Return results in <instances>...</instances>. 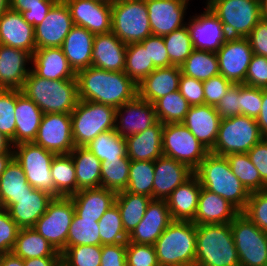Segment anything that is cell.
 <instances>
[{
	"label": "cell",
	"instance_id": "1",
	"mask_svg": "<svg viewBox=\"0 0 267 266\" xmlns=\"http://www.w3.org/2000/svg\"><path fill=\"white\" fill-rule=\"evenodd\" d=\"M79 100L119 108L138 96L137 84L124 72L90 66L76 73Z\"/></svg>",
	"mask_w": 267,
	"mask_h": 266
},
{
	"label": "cell",
	"instance_id": "2",
	"mask_svg": "<svg viewBox=\"0 0 267 266\" xmlns=\"http://www.w3.org/2000/svg\"><path fill=\"white\" fill-rule=\"evenodd\" d=\"M200 185L229 201L240 212L247 204L250 193L233 174L226 156L209 153L194 171Z\"/></svg>",
	"mask_w": 267,
	"mask_h": 266
},
{
	"label": "cell",
	"instance_id": "3",
	"mask_svg": "<svg viewBox=\"0 0 267 266\" xmlns=\"http://www.w3.org/2000/svg\"><path fill=\"white\" fill-rule=\"evenodd\" d=\"M45 113L70 114L79 100L76 79L49 80L32 70L21 89Z\"/></svg>",
	"mask_w": 267,
	"mask_h": 266
},
{
	"label": "cell",
	"instance_id": "4",
	"mask_svg": "<svg viewBox=\"0 0 267 266\" xmlns=\"http://www.w3.org/2000/svg\"><path fill=\"white\" fill-rule=\"evenodd\" d=\"M195 266H240L231 222L196 225Z\"/></svg>",
	"mask_w": 267,
	"mask_h": 266
},
{
	"label": "cell",
	"instance_id": "5",
	"mask_svg": "<svg viewBox=\"0 0 267 266\" xmlns=\"http://www.w3.org/2000/svg\"><path fill=\"white\" fill-rule=\"evenodd\" d=\"M154 247L159 266H195L196 224L173 220Z\"/></svg>",
	"mask_w": 267,
	"mask_h": 266
},
{
	"label": "cell",
	"instance_id": "6",
	"mask_svg": "<svg viewBox=\"0 0 267 266\" xmlns=\"http://www.w3.org/2000/svg\"><path fill=\"white\" fill-rule=\"evenodd\" d=\"M115 112L109 105L78 100L70 113L75 147H85L100 133L114 130Z\"/></svg>",
	"mask_w": 267,
	"mask_h": 266
},
{
	"label": "cell",
	"instance_id": "7",
	"mask_svg": "<svg viewBox=\"0 0 267 266\" xmlns=\"http://www.w3.org/2000/svg\"><path fill=\"white\" fill-rule=\"evenodd\" d=\"M263 138L255 118L246 115L224 118L220 121L218 136L210 152L219 156L247 153Z\"/></svg>",
	"mask_w": 267,
	"mask_h": 266
},
{
	"label": "cell",
	"instance_id": "8",
	"mask_svg": "<svg viewBox=\"0 0 267 266\" xmlns=\"http://www.w3.org/2000/svg\"><path fill=\"white\" fill-rule=\"evenodd\" d=\"M145 0H116L112 3V32L126 45L152 35Z\"/></svg>",
	"mask_w": 267,
	"mask_h": 266
},
{
	"label": "cell",
	"instance_id": "9",
	"mask_svg": "<svg viewBox=\"0 0 267 266\" xmlns=\"http://www.w3.org/2000/svg\"><path fill=\"white\" fill-rule=\"evenodd\" d=\"M228 37H247L261 18L259 0H206Z\"/></svg>",
	"mask_w": 267,
	"mask_h": 266
},
{
	"label": "cell",
	"instance_id": "10",
	"mask_svg": "<svg viewBox=\"0 0 267 266\" xmlns=\"http://www.w3.org/2000/svg\"><path fill=\"white\" fill-rule=\"evenodd\" d=\"M162 151L195 171L210 151L198 141L183 123L164 124Z\"/></svg>",
	"mask_w": 267,
	"mask_h": 266
},
{
	"label": "cell",
	"instance_id": "11",
	"mask_svg": "<svg viewBox=\"0 0 267 266\" xmlns=\"http://www.w3.org/2000/svg\"><path fill=\"white\" fill-rule=\"evenodd\" d=\"M240 266H267V233L241 212L231 221Z\"/></svg>",
	"mask_w": 267,
	"mask_h": 266
},
{
	"label": "cell",
	"instance_id": "12",
	"mask_svg": "<svg viewBox=\"0 0 267 266\" xmlns=\"http://www.w3.org/2000/svg\"><path fill=\"white\" fill-rule=\"evenodd\" d=\"M14 159L24 170L28 183L35 189L44 190L54 196L51 163L55 154L34 142L13 146Z\"/></svg>",
	"mask_w": 267,
	"mask_h": 266
},
{
	"label": "cell",
	"instance_id": "13",
	"mask_svg": "<svg viewBox=\"0 0 267 266\" xmlns=\"http://www.w3.org/2000/svg\"><path fill=\"white\" fill-rule=\"evenodd\" d=\"M75 208L70 197H54L46 212L36 221L33 228L43 236L57 252L62 253L67 246L70 224Z\"/></svg>",
	"mask_w": 267,
	"mask_h": 266
},
{
	"label": "cell",
	"instance_id": "14",
	"mask_svg": "<svg viewBox=\"0 0 267 266\" xmlns=\"http://www.w3.org/2000/svg\"><path fill=\"white\" fill-rule=\"evenodd\" d=\"M34 143L55 155L70 154L75 148L71 114L45 113Z\"/></svg>",
	"mask_w": 267,
	"mask_h": 266
},
{
	"label": "cell",
	"instance_id": "15",
	"mask_svg": "<svg viewBox=\"0 0 267 266\" xmlns=\"http://www.w3.org/2000/svg\"><path fill=\"white\" fill-rule=\"evenodd\" d=\"M186 22L195 50L216 53L229 38L220 19L205 5L203 13H195Z\"/></svg>",
	"mask_w": 267,
	"mask_h": 266
},
{
	"label": "cell",
	"instance_id": "16",
	"mask_svg": "<svg viewBox=\"0 0 267 266\" xmlns=\"http://www.w3.org/2000/svg\"><path fill=\"white\" fill-rule=\"evenodd\" d=\"M216 54L220 74L233 84H244L253 56L247 37H229Z\"/></svg>",
	"mask_w": 267,
	"mask_h": 266
},
{
	"label": "cell",
	"instance_id": "17",
	"mask_svg": "<svg viewBox=\"0 0 267 266\" xmlns=\"http://www.w3.org/2000/svg\"><path fill=\"white\" fill-rule=\"evenodd\" d=\"M73 24L94 35L112 31V3L103 0H63Z\"/></svg>",
	"mask_w": 267,
	"mask_h": 266
},
{
	"label": "cell",
	"instance_id": "18",
	"mask_svg": "<svg viewBox=\"0 0 267 266\" xmlns=\"http://www.w3.org/2000/svg\"><path fill=\"white\" fill-rule=\"evenodd\" d=\"M73 26L68 6L63 0H58L44 20L34 26L36 49L61 47Z\"/></svg>",
	"mask_w": 267,
	"mask_h": 266
},
{
	"label": "cell",
	"instance_id": "19",
	"mask_svg": "<svg viewBox=\"0 0 267 266\" xmlns=\"http://www.w3.org/2000/svg\"><path fill=\"white\" fill-rule=\"evenodd\" d=\"M158 121L154 104L137 96L116 109L114 130L126 138L143 132Z\"/></svg>",
	"mask_w": 267,
	"mask_h": 266
},
{
	"label": "cell",
	"instance_id": "20",
	"mask_svg": "<svg viewBox=\"0 0 267 266\" xmlns=\"http://www.w3.org/2000/svg\"><path fill=\"white\" fill-rule=\"evenodd\" d=\"M152 35L165 36L186 25L188 0H145Z\"/></svg>",
	"mask_w": 267,
	"mask_h": 266
},
{
	"label": "cell",
	"instance_id": "21",
	"mask_svg": "<svg viewBox=\"0 0 267 266\" xmlns=\"http://www.w3.org/2000/svg\"><path fill=\"white\" fill-rule=\"evenodd\" d=\"M172 221L166 200L152 199L142 220L128 235L127 242L154 246Z\"/></svg>",
	"mask_w": 267,
	"mask_h": 266
},
{
	"label": "cell",
	"instance_id": "22",
	"mask_svg": "<svg viewBox=\"0 0 267 266\" xmlns=\"http://www.w3.org/2000/svg\"><path fill=\"white\" fill-rule=\"evenodd\" d=\"M29 63H32L29 52L0 44V89L21 90L31 71Z\"/></svg>",
	"mask_w": 267,
	"mask_h": 266
},
{
	"label": "cell",
	"instance_id": "23",
	"mask_svg": "<svg viewBox=\"0 0 267 266\" xmlns=\"http://www.w3.org/2000/svg\"><path fill=\"white\" fill-rule=\"evenodd\" d=\"M193 174L187 165L162 155L154 161L153 199L166 200Z\"/></svg>",
	"mask_w": 267,
	"mask_h": 266
},
{
	"label": "cell",
	"instance_id": "24",
	"mask_svg": "<svg viewBox=\"0 0 267 266\" xmlns=\"http://www.w3.org/2000/svg\"><path fill=\"white\" fill-rule=\"evenodd\" d=\"M0 44L18 48L31 55L36 50L34 26L10 8L0 17Z\"/></svg>",
	"mask_w": 267,
	"mask_h": 266
},
{
	"label": "cell",
	"instance_id": "25",
	"mask_svg": "<svg viewBox=\"0 0 267 266\" xmlns=\"http://www.w3.org/2000/svg\"><path fill=\"white\" fill-rule=\"evenodd\" d=\"M221 118L215 106H190L182 122L209 151L214 147Z\"/></svg>",
	"mask_w": 267,
	"mask_h": 266
},
{
	"label": "cell",
	"instance_id": "26",
	"mask_svg": "<svg viewBox=\"0 0 267 266\" xmlns=\"http://www.w3.org/2000/svg\"><path fill=\"white\" fill-rule=\"evenodd\" d=\"M127 45L112 31L94 36L92 66L106 71H124Z\"/></svg>",
	"mask_w": 267,
	"mask_h": 266
},
{
	"label": "cell",
	"instance_id": "27",
	"mask_svg": "<svg viewBox=\"0 0 267 266\" xmlns=\"http://www.w3.org/2000/svg\"><path fill=\"white\" fill-rule=\"evenodd\" d=\"M240 211L229 201L201 187L194 222L196 225L230 223Z\"/></svg>",
	"mask_w": 267,
	"mask_h": 266
},
{
	"label": "cell",
	"instance_id": "28",
	"mask_svg": "<svg viewBox=\"0 0 267 266\" xmlns=\"http://www.w3.org/2000/svg\"><path fill=\"white\" fill-rule=\"evenodd\" d=\"M31 65V70L41 78L76 79V73L71 68L61 47L36 49L32 55Z\"/></svg>",
	"mask_w": 267,
	"mask_h": 266
},
{
	"label": "cell",
	"instance_id": "29",
	"mask_svg": "<svg viewBox=\"0 0 267 266\" xmlns=\"http://www.w3.org/2000/svg\"><path fill=\"white\" fill-rule=\"evenodd\" d=\"M53 198L50 193L32 187L31 192L16 199L8 212L20 228H30L46 212Z\"/></svg>",
	"mask_w": 267,
	"mask_h": 266
},
{
	"label": "cell",
	"instance_id": "30",
	"mask_svg": "<svg viewBox=\"0 0 267 266\" xmlns=\"http://www.w3.org/2000/svg\"><path fill=\"white\" fill-rule=\"evenodd\" d=\"M180 76L179 66L156 68L137 84L138 97L154 104L158 99L178 90Z\"/></svg>",
	"mask_w": 267,
	"mask_h": 266
},
{
	"label": "cell",
	"instance_id": "31",
	"mask_svg": "<svg viewBox=\"0 0 267 266\" xmlns=\"http://www.w3.org/2000/svg\"><path fill=\"white\" fill-rule=\"evenodd\" d=\"M163 127L164 124L158 121L143 132L126 137L128 158L131 161H155L161 157Z\"/></svg>",
	"mask_w": 267,
	"mask_h": 266
},
{
	"label": "cell",
	"instance_id": "32",
	"mask_svg": "<svg viewBox=\"0 0 267 266\" xmlns=\"http://www.w3.org/2000/svg\"><path fill=\"white\" fill-rule=\"evenodd\" d=\"M94 34L74 25L61 45V49L75 73L92 66Z\"/></svg>",
	"mask_w": 267,
	"mask_h": 266
},
{
	"label": "cell",
	"instance_id": "33",
	"mask_svg": "<svg viewBox=\"0 0 267 266\" xmlns=\"http://www.w3.org/2000/svg\"><path fill=\"white\" fill-rule=\"evenodd\" d=\"M201 185L193 174L179 185L166 199L173 220L193 221L199 202Z\"/></svg>",
	"mask_w": 267,
	"mask_h": 266
},
{
	"label": "cell",
	"instance_id": "34",
	"mask_svg": "<svg viewBox=\"0 0 267 266\" xmlns=\"http://www.w3.org/2000/svg\"><path fill=\"white\" fill-rule=\"evenodd\" d=\"M44 113L21 90L16 89L15 145L34 142Z\"/></svg>",
	"mask_w": 267,
	"mask_h": 266
},
{
	"label": "cell",
	"instance_id": "35",
	"mask_svg": "<svg viewBox=\"0 0 267 266\" xmlns=\"http://www.w3.org/2000/svg\"><path fill=\"white\" fill-rule=\"evenodd\" d=\"M117 193L104 187L81 189L70 196L81 218L100 219L115 204Z\"/></svg>",
	"mask_w": 267,
	"mask_h": 266
},
{
	"label": "cell",
	"instance_id": "36",
	"mask_svg": "<svg viewBox=\"0 0 267 266\" xmlns=\"http://www.w3.org/2000/svg\"><path fill=\"white\" fill-rule=\"evenodd\" d=\"M21 165L13 158L0 177V207L9 209L16 203V199L31 192Z\"/></svg>",
	"mask_w": 267,
	"mask_h": 266
},
{
	"label": "cell",
	"instance_id": "37",
	"mask_svg": "<svg viewBox=\"0 0 267 266\" xmlns=\"http://www.w3.org/2000/svg\"><path fill=\"white\" fill-rule=\"evenodd\" d=\"M70 155L76 172L77 192L101 187V161L86 147H75Z\"/></svg>",
	"mask_w": 267,
	"mask_h": 266
},
{
	"label": "cell",
	"instance_id": "38",
	"mask_svg": "<svg viewBox=\"0 0 267 266\" xmlns=\"http://www.w3.org/2000/svg\"><path fill=\"white\" fill-rule=\"evenodd\" d=\"M12 253L23 260L47 256H61V253L57 252L33 227L20 228Z\"/></svg>",
	"mask_w": 267,
	"mask_h": 266
},
{
	"label": "cell",
	"instance_id": "39",
	"mask_svg": "<svg viewBox=\"0 0 267 266\" xmlns=\"http://www.w3.org/2000/svg\"><path fill=\"white\" fill-rule=\"evenodd\" d=\"M54 197H70L77 193L74 162L70 154L55 155L51 163Z\"/></svg>",
	"mask_w": 267,
	"mask_h": 266
},
{
	"label": "cell",
	"instance_id": "40",
	"mask_svg": "<svg viewBox=\"0 0 267 266\" xmlns=\"http://www.w3.org/2000/svg\"><path fill=\"white\" fill-rule=\"evenodd\" d=\"M151 200L152 198L148 196L132 194L126 190L117 193L115 204L120 211L122 224L128 235L142 220Z\"/></svg>",
	"mask_w": 267,
	"mask_h": 266
},
{
	"label": "cell",
	"instance_id": "41",
	"mask_svg": "<svg viewBox=\"0 0 267 266\" xmlns=\"http://www.w3.org/2000/svg\"><path fill=\"white\" fill-rule=\"evenodd\" d=\"M181 74L206 81L220 74L217 54L203 50H193L191 55L180 66Z\"/></svg>",
	"mask_w": 267,
	"mask_h": 266
},
{
	"label": "cell",
	"instance_id": "42",
	"mask_svg": "<svg viewBox=\"0 0 267 266\" xmlns=\"http://www.w3.org/2000/svg\"><path fill=\"white\" fill-rule=\"evenodd\" d=\"M101 162L123 159L127 156L126 140L115 130L105 131L94 138L87 146Z\"/></svg>",
	"mask_w": 267,
	"mask_h": 266
},
{
	"label": "cell",
	"instance_id": "43",
	"mask_svg": "<svg viewBox=\"0 0 267 266\" xmlns=\"http://www.w3.org/2000/svg\"><path fill=\"white\" fill-rule=\"evenodd\" d=\"M226 158L233 174L249 193L267 189V185L261 180L259 171L252 164L247 153H232L228 154Z\"/></svg>",
	"mask_w": 267,
	"mask_h": 266
},
{
	"label": "cell",
	"instance_id": "44",
	"mask_svg": "<svg viewBox=\"0 0 267 266\" xmlns=\"http://www.w3.org/2000/svg\"><path fill=\"white\" fill-rule=\"evenodd\" d=\"M155 69L153 61L149 58L148 47H144L140 42L127 45L124 72L136 84H139Z\"/></svg>",
	"mask_w": 267,
	"mask_h": 266
},
{
	"label": "cell",
	"instance_id": "45",
	"mask_svg": "<svg viewBox=\"0 0 267 266\" xmlns=\"http://www.w3.org/2000/svg\"><path fill=\"white\" fill-rule=\"evenodd\" d=\"M157 118L163 124L182 123L190 105L179 90L171 92L154 103Z\"/></svg>",
	"mask_w": 267,
	"mask_h": 266
},
{
	"label": "cell",
	"instance_id": "46",
	"mask_svg": "<svg viewBox=\"0 0 267 266\" xmlns=\"http://www.w3.org/2000/svg\"><path fill=\"white\" fill-rule=\"evenodd\" d=\"M131 160L128 156L123 159H112L101 162V187L116 193L124 191L128 185Z\"/></svg>",
	"mask_w": 267,
	"mask_h": 266
},
{
	"label": "cell",
	"instance_id": "47",
	"mask_svg": "<svg viewBox=\"0 0 267 266\" xmlns=\"http://www.w3.org/2000/svg\"><path fill=\"white\" fill-rule=\"evenodd\" d=\"M154 161H131L126 191L153 199Z\"/></svg>",
	"mask_w": 267,
	"mask_h": 266
},
{
	"label": "cell",
	"instance_id": "48",
	"mask_svg": "<svg viewBox=\"0 0 267 266\" xmlns=\"http://www.w3.org/2000/svg\"><path fill=\"white\" fill-rule=\"evenodd\" d=\"M98 221L81 218L75 213L69 228L67 246L101 245Z\"/></svg>",
	"mask_w": 267,
	"mask_h": 266
},
{
	"label": "cell",
	"instance_id": "49",
	"mask_svg": "<svg viewBox=\"0 0 267 266\" xmlns=\"http://www.w3.org/2000/svg\"><path fill=\"white\" fill-rule=\"evenodd\" d=\"M98 225L101 246L127 243L128 234L124 230L121 214L116 204L101 216Z\"/></svg>",
	"mask_w": 267,
	"mask_h": 266
},
{
	"label": "cell",
	"instance_id": "50",
	"mask_svg": "<svg viewBox=\"0 0 267 266\" xmlns=\"http://www.w3.org/2000/svg\"><path fill=\"white\" fill-rule=\"evenodd\" d=\"M171 65L181 66L194 50L187 26L163 36Z\"/></svg>",
	"mask_w": 267,
	"mask_h": 266
},
{
	"label": "cell",
	"instance_id": "51",
	"mask_svg": "<svg viewBox=\"0 0 267 266\" xmlns=\"http://www.w3.org/2000/svg\"><path fill=\"white\" fill-rule=\"evenodd\" d=\"M101 255V245L66 246L61 262L66 266H100Z\"/></svg>",
	"mask_w": 267,
	"mask_h": 266
},
{
	"label": "cell",
	"instance_id": "52",
	"mask_svg": "<svg viewBox=\"0 0 267 266\" xmlns=\"http://www.w3.org/2000/svg\"><path fill=\"white\" fill-rule=\"evenodd\" d=\"M16 89H0V132L15 145Z\"/></svg>",
	"mask_w": 267,
	"mask_h": 266
},
{
	"label": "cell",
	"instance_id": "53",
	"mask_svg": "<svg viewBox=\"0 0 267 266\" xmlns=\"http://www.w3.org/2000/svg\"><path fill=\"white\" fill-rule=\"evenodd\" d=\"M241 213L267 233V189L250 193L246 207Z\"/></svg>",
	"mask_w": 267,
	"mask_h": 266
},
{
	"label": "cell",
	"instance_id": "54",
	"mask_svg": "<svg viewBox=\"0 0 267 266\" xmlns=\"http://www.w3.org/2000/svg\"><path fill=\"white\" fill-rule=\"evenodd\" d=\"M127 266H159L153 245L126 243Z\"/></svg>",
	"mask_w": 267,
	"mask_h": 266
},
{
	"label": "cell",
	"instance_id": "55",
	"mask_svg": "<svg viewBox=\"0 0 267 266\" xmlns=\"http://www.w3.org/2000/svg\"><path fill=\"white\" fill-rule=\"evenodd\" d=\"M241 115L257 118L262 107V88L239 84Z\"/></svg>",
	"mask_w": 267,
	"mask_h": 266
},
{
	"label": "cell",
	"instance_id": "56",
	"mask_svg": "<svg viewBox=\"0 0 267 266\" xmlns=\"http://www.w3.org/2000/svg\"><path fill=\"white\" fill-rule=\"evenodd\" d=\"M19 230L8 210L0 208V254L12 252Z\"/></svg>",
	"mask_w": 267,
	"mask_h": 266
},
{
	"label": "cell",
	"instance_id": "57",
	"mask_svg": "<svg viewBox=\"0 0 267 266\" xmlns=\"http://www.w3.org/2000/svg\"><path fill=\"white\" fill-rule=\"evenodd\" d=\"M178 90L190 106L205 104L203 81L181 74Z\"/></svg>",
	"mask_w": 267,
	"mask_h": 266
},
{
	"label": "cell",
	"instance_id": "58",
	"mask_svg": "<svg viewBox=\"0 0 267 266\" xmlns=\"http://www.w3.org/2000/svg\"><path fill=\"white\" fill-rule=\"evenodd\" d=\"M245 85L267 88V57L253 54L247 69Z\"/></svg>",
	"mask_w": 267,
	"mask_h": 266
},
{
	"label": "cell",
	"instance_id": "59",
	"mask_svg": "<svg viewBox=\"0 0 267 266\" xmlns=\"http://www.w3.org/2000/svg\"><path fill=\"white\" fill-rule=\"evenodd\" d=\"M140 43L144 47H148L149 58L153 61L155 68L171 66L163 37L150 35Z\"/></svg>",
	"mask_w": 267,
	"mask_h": 266
},
{
	"label": "cell",
	"instance_id": "60",
	"mask_svg": "<svg viewBox=\"0 0 267 266\" xmlns=\"http://www.w3.org/2000/svg\"><path fill=\"white\" fill-rule=\"evenodd\" d=\"M233 83L221 74L203 81L205 104L215 106L226 95L227 90Z\"/></svg>",
	"mask_w": 267,
	"mask_h": 266
},
{
	"label": "cell",
	"instance_id": "61",
	"mask_svg": "<svg viewBox=\"0 0 267 266\" xmlns=\"http://www.w3.org/2000/svg\"><path fill=\"white\" fill-rule=\"evenodd\" d=\"M215 109L221 119L241 115L239 84H232L226 95L215 105Z\"/></svg>",
	"mask_w": 267,
	"mask_h": 266
},
{
	"label": "cell",
	"instance_id": "62",
	"mask_svg": "<svg viewBox=\"0 0 267 266\" xmlns=\"http://www.w3.org/2000/svg\"><path fill=\"white\" fill-rule=\"evenodd\" d=\"M100 266H127L126 243L102 245Z\"/></svg>",
	"mask_w": 267,
	"mask_h": 266
},
{
	"label": "cell",
	"instance_id": "63",
	"mask_svg": "<svg viewBox=\"0 0 267 266\" xmlns=\"http://www.w3.org/2000/svg\"><path fill=\"white\" fill-rule=\"evenodd\" d=\"M253 54L267 57V20L261 19L247 36Z\"/></svg>",
	"mask_w": 267,
	"mask_h": 266
},
{
	"label": "cell",
	"instance_id": "64",
	"mask_svg": "<svg viewBox=\"0 0 267 266\" xmlns=\"http://www.w3.org/2000/svg\"><path fill=\"white\" fill-rule=\"evenodd\" d=\"M250 161L259 171L261 180L267 185V137L247 152Z\"/></svg>",
	"mask_w": 267,
	"mask_h": 266
},
{
	"label": "cell",
	"instance_id": "65",
	"mask_svg": "<svg viewBox=\"0 0 267 266\" xmlns=\"http://www.w3.org/2000/svg\"><path fill=\"white\" fill-rule=\"evenodd\" d=\"M57 1L47 0L42 6L30 7L29 10L22 11L21 14L28 24L36 26L44 20L48 11Z\"/></svg>",
	"mask_w": 267,
	"mask_h": 266
},
{
	"label": "cell",
	"instance_id": "66",
	"mask_svg": "<svg viewBox=\"0 0 267 266\" xmlns=\"http://www.w3.org/2000/svg\"><path fill=\"white\" fill-rule=\"evenodd\" d=\"M256 121L261 134L267 137V88H262V107Z\"/></svg>",
	"mask_w": 267,
	"mask_h": 266
},
{
	"label": "cell",
	"instance_id": "67",
	"mask_svg": "<svg viewBox=\"0 0 267 266\" xmlns=\"http://www.w3.org/2000/svg\"><path fill=\"white\" fill-rule=\"evenodd\" d=\"M60 263L61 256H47L24 260V266H58Z\"/></svg>",
	"mask_w": 267,
	"mask_h": 266
},
{
	"label": "cell",
	"instance_id": "68",
	"mask_svg": "<svg viewBox=\"0 0 267 266\" xmlns=\"http://www.w3.org/2000/svg\"><path fill=\"white\" fill-rule=\"evenodd\" d=\"M47 0H10V9L17 12L29 10L30 7L42 6Z\"/></svg>",
	"mask_w": 267,
	"mask_h": 266
},
{
	"label": "cell",
	"instance_id": "69",
	"mask_svg": "<svg viewBox=\"0 0 267 266\" xmlns=\"http://www.w3.org/2000/svg\"><path fill=\"white\" fill-rule=\"evenodd\" d=\"M0 266H24V260L11 253L0 254Z\"/></svg>",
	"mask_w": 267,
	"mask_h": 266
},
{
	"label": "cell",
	"instance_id": "70",
	"mask_svg": "<svg viewBox=\"0 0 267 266\" xmlns=\"http://www.w3.org/2000/svg\"><path fill=\"white\" fill-rule=\"evenodd\" d=\"M0 154H14L11 140L1 132H0Z\"/></svg>",
	"mask_w": 267,
	"mask_h": 266
},
{
	"label": "cell",
	"instance_id": "71",
	"mask_svg": "<svg viewBox=\"0 0 267 266\" xmlns=\"http://www.w3.org/2000/svg\"><path fill=\"white\" fill-rule=\"evenodd\" d=\"M13 158L14 154H0V177Z\"/></svg>",
	"mask_w": 267,
	"mask_h": 266
},
{
	"label": "cell",
	"instance_id": "72",
	"mask_svg": "<svg viewBox=\"0 0 267 266\" xmlns=\"http://www.w3.org/2000/svg\"><path fill=\"white\" fill-rule=\"evenodd\" d=\"M259 2H260L261 18L267 20V0H259Z\"/></svg>",
	"mask_w": 267,
	"mask_h": 266
},
{
	"label": "cell",
	"instance_id": "73",
	"mask_svg": "<svg viewBox=\"0 0 267 266\" xmlns=\"http://www.w3.org/2000/svg\"><path fill=\"white\" fill-rule=\"evenodd\" d=\"M10 8V0H0V17Z\"/></svg>",
	"mask_w": 267,
	"mask_h": 266
},
{
	"label": "cell",
	"instance_id": "74",
	"mask_svg": "<svg viewBox=\"0 0 267 266\" xmlns=\"http://www.w3.org/2000/svg\"><path fill=\"white\" fill-rule=\"evenodd\" d=\"M103 1H107V2L113 3V2H115L116 0H103Z\"/></svg>",
	"mask_w": 267,
	"mask_h": 266
},
{
	"label": "cell",
	"instance_id": "75",
	"mask_svg": "<svg viewBox=\"0 0 267 266\" xmlns=\"http://www.w3.org/2000/svg\"><path fill=\"white\" fill-rule=\"evenodd\" d=\"M58 266H66V265L61 262Z\"/></svg>",
	"mask_w": 267,
	"mask_h": 266
}]
</instances>
